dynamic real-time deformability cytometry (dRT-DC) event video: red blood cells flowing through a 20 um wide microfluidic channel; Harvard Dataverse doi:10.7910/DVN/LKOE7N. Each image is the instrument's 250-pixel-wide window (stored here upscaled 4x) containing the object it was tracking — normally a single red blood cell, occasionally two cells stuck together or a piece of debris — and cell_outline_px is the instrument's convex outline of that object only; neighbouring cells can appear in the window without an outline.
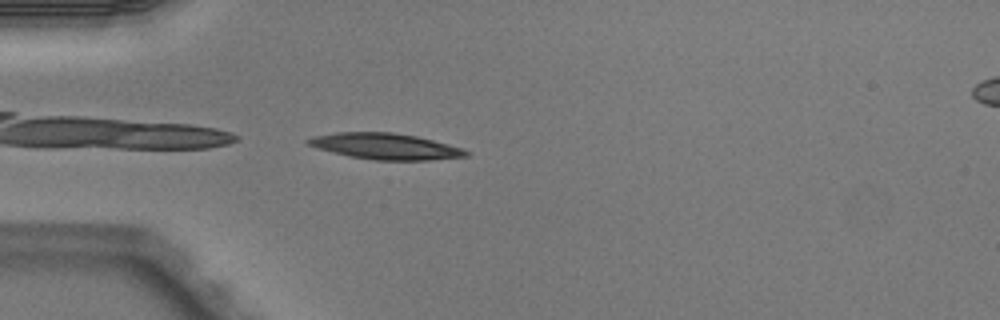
{"species": "Egyptian fruit bat (a non-hibernating species)", "species_latin": "Rousettus aegyptiacus", "temperature_condition": "warm", "stored_images_in_passage": 3, "camera_frame_rate_fps": 3000, "um_per_image_px": 0.085, "animal": {"sex": "male"}, "frame": {"image": 1, "passage_image": 3, "time_ms": 0.667, "image_size_px": [1000, 320], "cell_outline_px": [[472, 152], [468, 156], [432, 160], [376, 160], [348, 156], [316, 148], [308, 144], [304, 140], [316, 136], [336, 132], [392, 132], [416, 136], [464, 148]], "centroid_in_image_um": [32.8, 12.44], "position_along_channel_um": 52.2, "area_um2": 24.04}}